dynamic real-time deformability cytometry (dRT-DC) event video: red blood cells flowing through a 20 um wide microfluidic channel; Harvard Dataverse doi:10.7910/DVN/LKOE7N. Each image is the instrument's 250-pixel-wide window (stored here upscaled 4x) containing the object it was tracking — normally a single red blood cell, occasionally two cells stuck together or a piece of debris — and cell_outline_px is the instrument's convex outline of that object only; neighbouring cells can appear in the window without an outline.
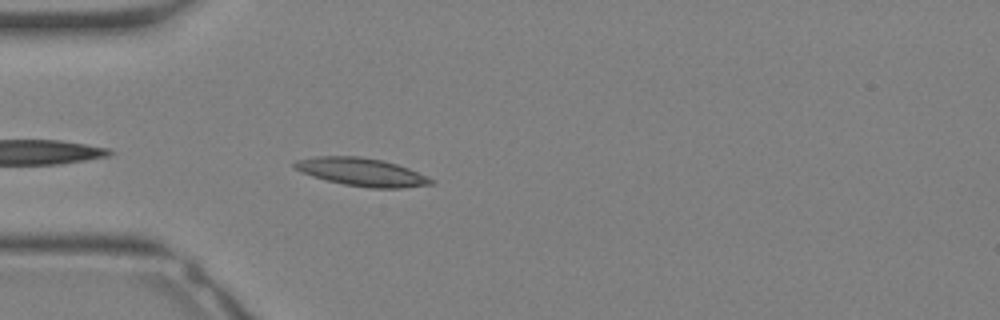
{"species": "Egyptian fruit bat (a non-hibernating species)", "species_latin": "Rousettus aegyptiacus", "temperature_condition": "warm", "stored_images_in_passage": 20, "camera_frame_rate_fps": 3000, "um_per_image_px": 0.085, "animal": {"sex": "female"}, "frame": {"image": 1, "passage_image": 1, "time_ms": 0.0, "image_size_px": [1000, 320], "cell_outline_px": [[436, 180], [432, 184], [404, 188], [372, 188], [344, 184], [312, 176], [296, 168], [292, 164], [296, 160], [316, 156], [360, 156], [384, 160], [408, 168]], "centroid_in_image_um": [30.78, 14.61], "position_along_channel_um": 54.2, "area_um2": 22.14}}
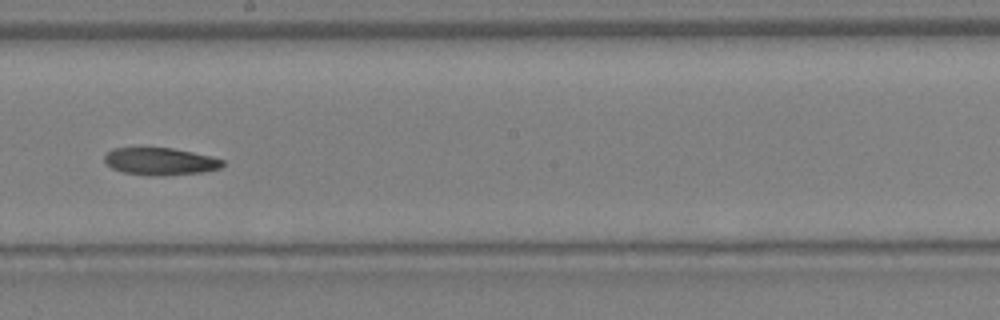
{"frame": {"image": 2, "passage_image": 10, "time_ms": 3.0, "image_size_px": [1000, 320], "cell_outline_px": [[224, 164], [220, 168], [204, 172], [160, 176], [124, 172], [112, 168], [104, 160], [104, 156], [112, 148], [172, 148], [212, 156], [224, 160]], "centroid_in_image_um": [13.65, 13.71], "position_along_channel_um": 234.5, "area_um2": 18.67}}
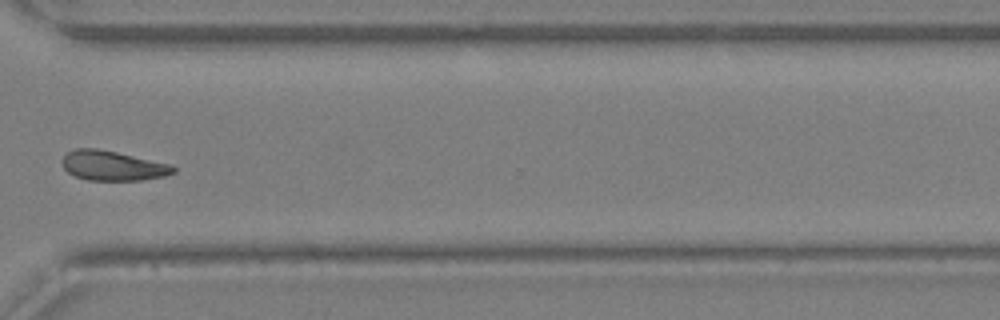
{"frame": {"image": 3, "passage_image": 16, "time_ms": 5.0, "image_size_px": [1000, 320], "cell_outline_px": [[176, 172], [164, 176], [140, 180], [88, 180], [76, 176], [68, 172], [64, 168], [64, 156], [68, 152], [76, 148], [96, 148], [116, 152], [172, 164], [176, 168]], "centroid_in_image_um": [9.62, 14.08], "position_along_channel_um": 361.0, "area_um2": 19.07}}